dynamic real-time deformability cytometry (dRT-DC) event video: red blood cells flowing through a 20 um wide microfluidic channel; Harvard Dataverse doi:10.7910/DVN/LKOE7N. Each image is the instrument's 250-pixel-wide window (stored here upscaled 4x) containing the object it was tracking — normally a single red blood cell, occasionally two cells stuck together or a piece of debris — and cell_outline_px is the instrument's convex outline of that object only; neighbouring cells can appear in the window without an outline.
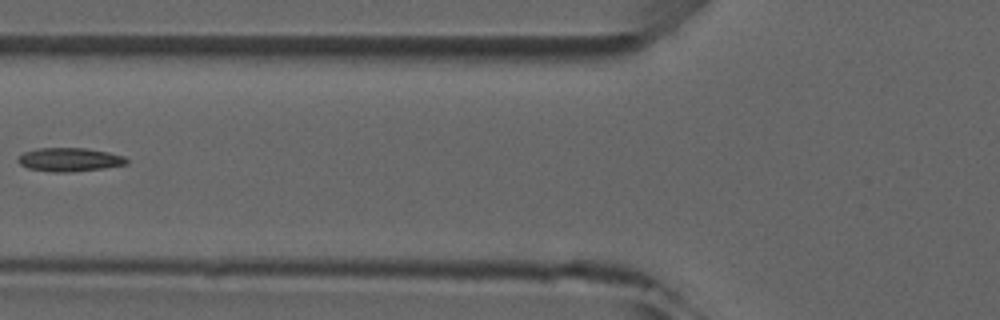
{"species": "common noctule bat (a hibernating species)", "species_latin": "Nyctalus noctula", "temperature_condition": "room temperature", "stored_images_in_passage": 6, "camera_frame_rate_fps": 3000, "um_per_image_px": 0.085, "animal": {"sex": "male", "forearm_length_mm": 52.5}, "frame": {"image": 1, "passage_image": 5, "time_ms": 4.667, "image_size_px": [1000, 320], "cell_outline_px": [[128, 164], [104, 168], [68, 172], [52, 172], [28, 168], [20, 164], [16, 160], [16, 156], [24, 152], [36, 148], [88, 148], [108, 152], [124, 156], [128, 160]], "centroid_in_image_um": [5.88, 13.56], "position_along_channel_um": 119.9, "area_um2": 15.09}}
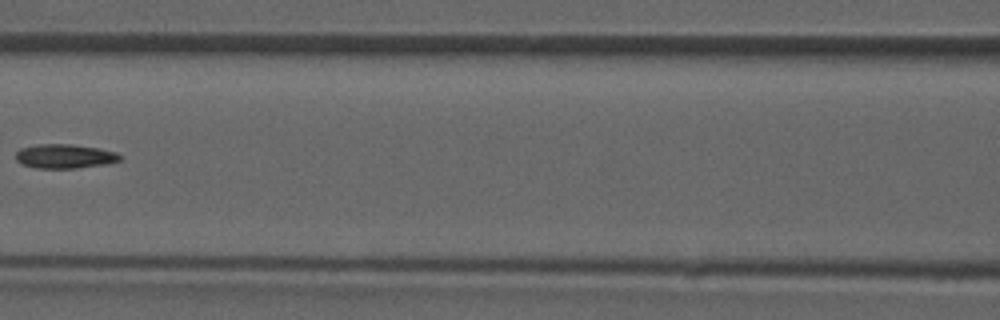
{"frame": {"image": 2, "passage_image": 6, "time_ms": 5.667, "image_size_px": [1000, 320], "cell_outline_px": [[120, 160], [104, 164], [76, 168], [36, 168], [20, 164], [16, 160], [16, 152], [20, 148], [36, 144], [72, 144], [100, 148], [116, 152], [120, 156]], "centroid_in_image_um": [5.45, 13.27], "position_along_channel_um": 161.1, "area_um2": 14.74}}